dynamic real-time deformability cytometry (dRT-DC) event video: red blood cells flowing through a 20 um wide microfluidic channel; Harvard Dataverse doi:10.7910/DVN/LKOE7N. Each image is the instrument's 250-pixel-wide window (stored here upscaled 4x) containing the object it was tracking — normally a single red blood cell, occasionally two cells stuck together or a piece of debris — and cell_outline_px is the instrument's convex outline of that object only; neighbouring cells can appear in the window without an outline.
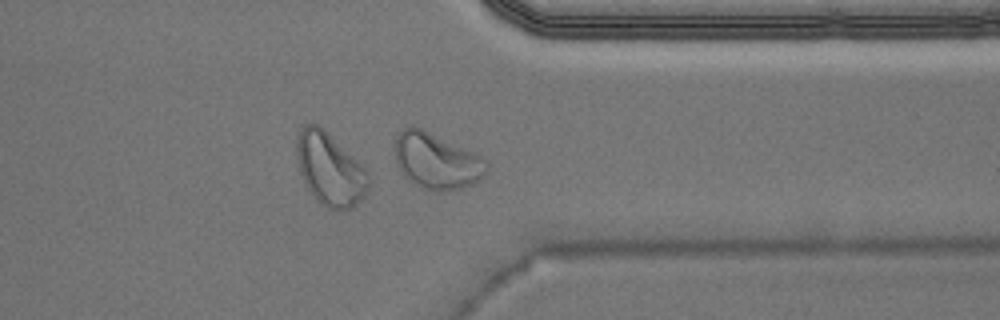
{"species": "Egyptian fruit bat (a non-hibernating species)", "species_latin": "Rousettus aegyptiacus", "temperature_condition": "warm", "stored_images_in_passage": 37, "camera_frame_rate_fps": 3000, "um_per_image_px": 0.085, "animal": {"sex": "male"}, "frame": {"image": 1, "passage_image": 27, "time_ms": 8.667, "image_size_px": [1000, 320], "cell_outline_px": [[488, 172], [484, 176], [472, 184], [460, 188], [440, 192], [436, 192], [420, 188], [412, 184], [400, 172], [396, 164], [392, 148], [396, 136], [404, 128], [412, 124], [472, 152], [480, 156], [488, 164]], "centroid_in_image_um": [37.03, 13.7], "position_along_channel_um": 374.4, "area_um2": 30.29}, "authors_computed_cell_mechanics": {"area_um2": 22.0218, "velocity_mm_per_s": 3.9585, "shape_relaxation_time_tau1_ms": 7.9833, "shape_relaxation_time_tau2_ms": null, "deformation_change_tau1": 0.239, "deformation_change_tau2": null}}